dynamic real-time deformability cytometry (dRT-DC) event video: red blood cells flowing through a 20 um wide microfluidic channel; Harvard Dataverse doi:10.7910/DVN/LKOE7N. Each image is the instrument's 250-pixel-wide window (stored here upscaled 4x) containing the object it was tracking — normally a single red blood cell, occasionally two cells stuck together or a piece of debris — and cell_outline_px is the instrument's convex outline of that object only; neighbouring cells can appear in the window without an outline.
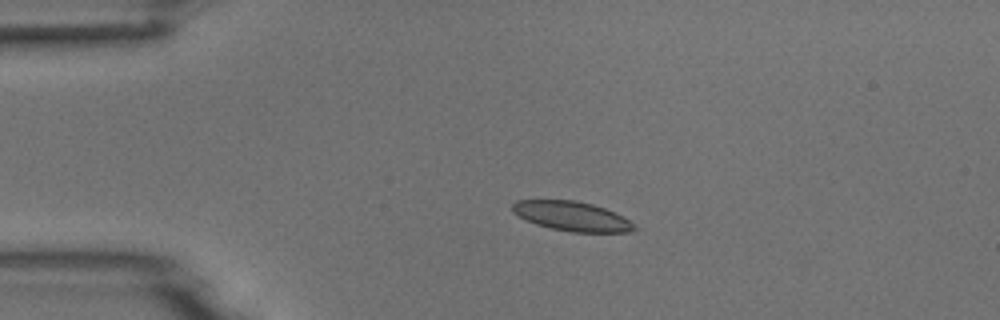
{"species": "common noctule bat (a hibernating species)", "species_latin": "Nyctalus noctula", "temperature_condition": "room temperature", "stored_images_in_passage": 5, "camera_frame_rate_fps": 3000, "um_per_image_px": 0.085, "animal": {"sex": "male", "body_mass_g": 18.8}, "frame": {"image": 1, "passage_image": 4, "time_ms": 3.333, "image_size_px": [1000, 320], "cell_outline_px": [[640, 228], [636, 232], [572, 232], [552, 228], [536, 224], [512, 212], [512, 204], [516, 200], [576, 200], [592, 204], [604, 208], [636, 224]], "centroid_in_image_um": [48.65, 18.38], "position_along_channel_um": 36.3, "area_um2": 20.87}}